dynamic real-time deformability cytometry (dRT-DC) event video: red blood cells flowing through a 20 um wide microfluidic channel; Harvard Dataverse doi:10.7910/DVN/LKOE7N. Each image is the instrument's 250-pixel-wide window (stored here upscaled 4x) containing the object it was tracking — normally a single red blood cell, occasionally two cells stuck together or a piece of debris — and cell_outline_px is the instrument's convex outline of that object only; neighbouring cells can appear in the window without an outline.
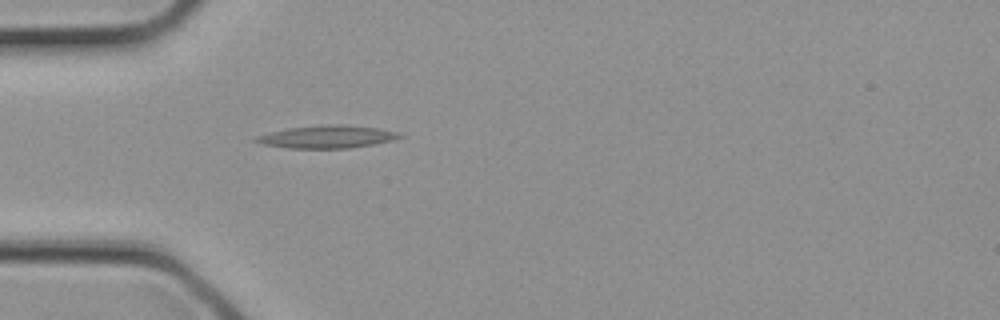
{"species": "common noctule bat (a hibernating species)", "species_latin": "Nyctalus noctula", "temperature_condition": "cold", "stored_images_in_passage": 4, "camera_frame_rate_fps": 3000, "um_per_image_px": 0.085, "animal": {"sex": "female", "body_mass_g": 21.9}, "frame": {"image": 1, "passage_image": 4, "time_ms": 1.0, "image_size_px": [1000, 320], "cell_outline_px": [[404, 136], [392, 140], [372, 144], [348, 148], [288, 148], [264, 144], [252, 140], [256, 136], [268, 132], [288, 128], [328, 124], [344, 124], [380, 128], [400, 132]], "centroid_in_image_um": [27.81, 11.61], "position_along_channel_um": 57.2, "area_um2": 19.02}}